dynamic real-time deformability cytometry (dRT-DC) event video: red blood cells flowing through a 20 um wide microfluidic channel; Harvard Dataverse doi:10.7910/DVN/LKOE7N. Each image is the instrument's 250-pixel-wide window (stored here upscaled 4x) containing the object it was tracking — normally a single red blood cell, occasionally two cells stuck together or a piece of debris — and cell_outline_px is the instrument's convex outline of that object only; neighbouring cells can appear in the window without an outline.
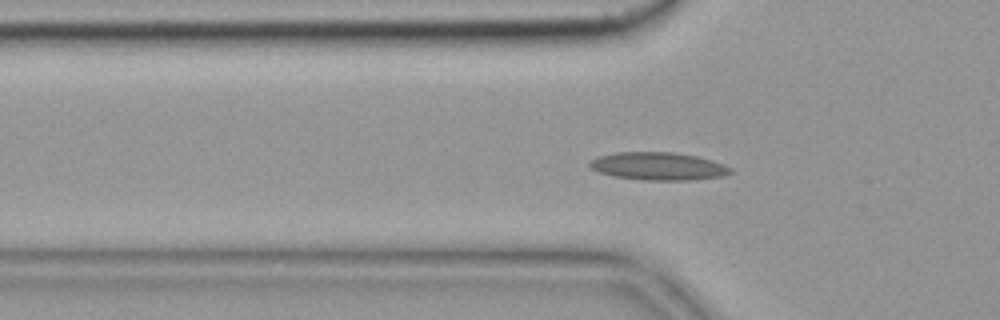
{"species": "common noctule bat (a hibernating species)", "species_latin": "Nyctalus noctula", "temperature_condition": "cold", "stored_images_in_passage": 55, "camera_frame_rate_fps": 3000, "um_per_image_px": 0.085, "animal": {"sex": "female", "body_mass_g": 19.9}, "frame": {"image": 1, "passage_image": 18, "time_ms": 5.667, "image_size_px": [1000, 320], "cell_outline_px": [[732, 172], [724, 176], [688, 180], [644, 180], [612, 176], [596, 172], [588, 164], [592, 160], [600, 156], [616, 152], [672, 152], [696, 156], [712, 160], [724, 164], [732, 168]], "centroid_in_image_um": [55.96, 14.13], "position_along_channel_um": 69.8, "area_um2": 22.83}}
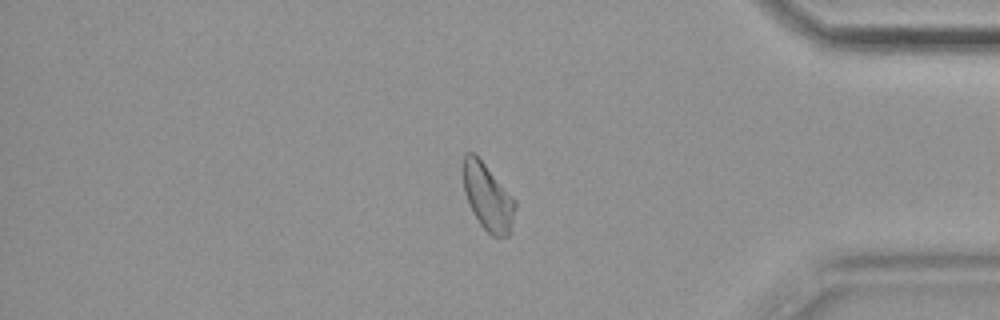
{"frame": {"image": 2, "passage_image": 47, "time_ms": 15.333, "image_size_px": [1000, 320], "cell_outline_px": [[516, 208], [508, 236], [492, 236], [480, 224], [472, 212], [464, 192], [460, 168], [464, 156], [468, 152], [472, 152], [484, 164], [516, 200]], "centroid_in_image_um": [41.42, 16.73], "position_along_channel_um": 393.8, "area_um2": 20.23}}
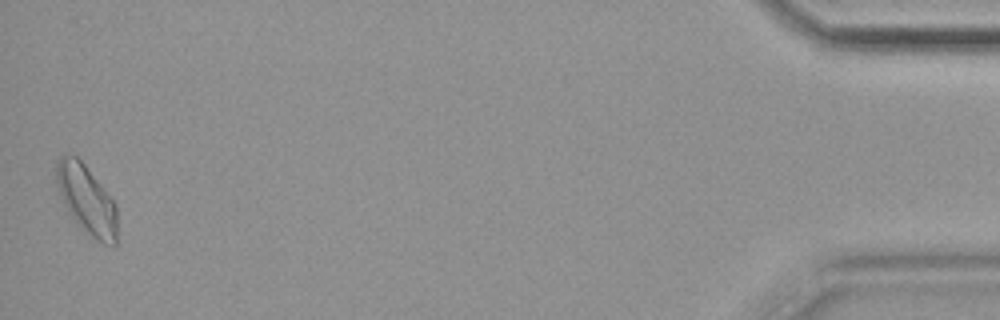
{"frame": {"image": 3, "passage_image": 55, "time_ms": 18.0, "image_size_px": [1000, 320], "cell_outline_px": [[116, 244], [104, 244], [92, 236], [76, 224], [68, 212], [60, 196], [56, 184], [56, 160], [60, 156], [76, 156], [84, 164], [104, 188], [116, 204]], "centroid_in_image_um": [7.34, 16.96], "position_along_channel_um": 427.9, "area_um2": 24.16}, "authors_computed_cell_mechanics": {"area_um2": 20.4034, "velocity_mm_per_s": 3.612, "shape_relaxation_time_tau1_ms": 6.896, "shape_relaxation_time_tau2_ms": 2.7441, "deformation_change_tau1": 0.1598, "deformation_change_tau2": 0.0904}}